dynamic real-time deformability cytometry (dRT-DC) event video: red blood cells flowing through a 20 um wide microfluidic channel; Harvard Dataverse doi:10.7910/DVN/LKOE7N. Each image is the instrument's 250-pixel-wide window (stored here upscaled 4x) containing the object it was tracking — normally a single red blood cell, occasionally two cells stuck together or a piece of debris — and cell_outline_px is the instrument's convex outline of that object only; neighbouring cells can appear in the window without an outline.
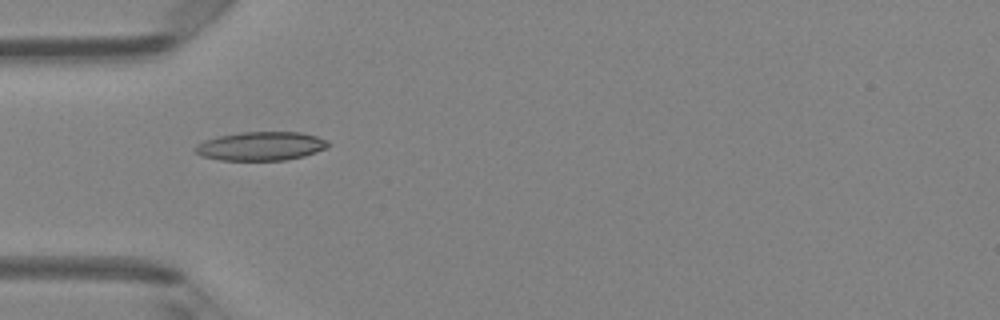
{"species": "Egyptian fruit bat (a non-hibernating species)", "species_latin": "Rousettus aegyptiacus", "temperature_condition": "room temperature", "stored_images_in_passage": 6, "camera_frame_rate_fps": 3000, "um_per_image_px": 0.085, "animal": {"sex": "female"}, "frame": {"image": 1, "passage_image": 4, "time_ms": 1.0, "image_size_px": [1000, 320], "cell_outline_px": [[332, 144], [316, 152], [304, 156], [284, 160], [220, 160], [204, 156], [196, 152], [192, 148], [196, 144], [220, 136], [244, 132], [300, 132], [316, 136], [328, 140]], "centroid_in_image_um": [22.21, 12.42], "position_along_channel_um": 62.8, "area_um2": 22.08}}
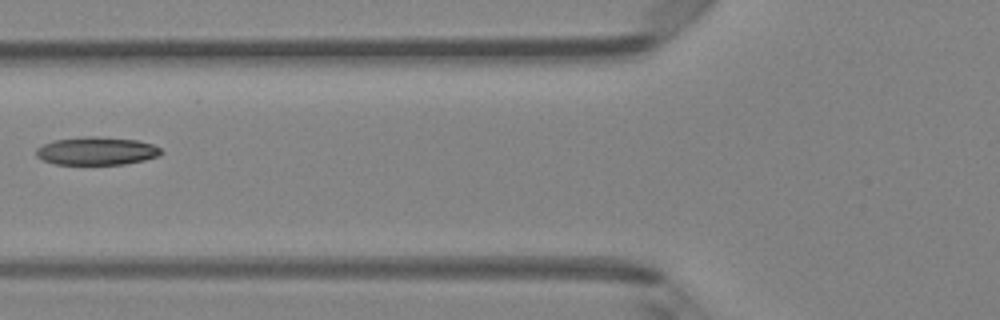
{"frame": {"image": 2, "passage_image": 5, "time_ms": 1.333, "image_size_px": [1000, 320], "cell_outline_px": [[160, 152], [156, 156], [144, 160], [124, 164], [56, 164], [44, 160], [36, 156], [36, 148], [52, 140], [84, 136], [92, 136], [136, 140], [152, 144], [160, 148]], "centroid_in_image_um": [8.16, 12.82], "position_along_channel_um": 117.6, "area_um2": 20.17}}
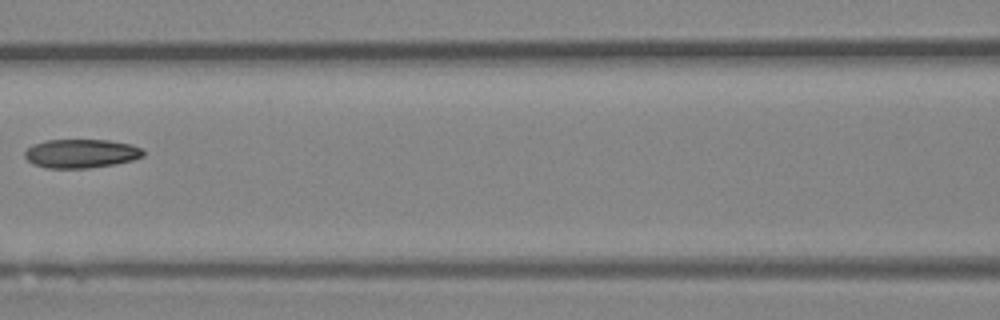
{"frame": {"image": 3, "passage_image": 6, "time_ms": 1.667, "image_size_px": [1000, 320], "cell_outline_px": [[144, 156], [132, 160], [112, 164], [88, 168], [48, 168], [32, 164], [24, 156], [24, 152], [32, 144], [44, 140], [108, 140], [132, 144], [144, 148]], "centroid_in_image_um": [6.89, 13.04], "position_along_channel_um": 159.7, "area_um2": 20.0}}